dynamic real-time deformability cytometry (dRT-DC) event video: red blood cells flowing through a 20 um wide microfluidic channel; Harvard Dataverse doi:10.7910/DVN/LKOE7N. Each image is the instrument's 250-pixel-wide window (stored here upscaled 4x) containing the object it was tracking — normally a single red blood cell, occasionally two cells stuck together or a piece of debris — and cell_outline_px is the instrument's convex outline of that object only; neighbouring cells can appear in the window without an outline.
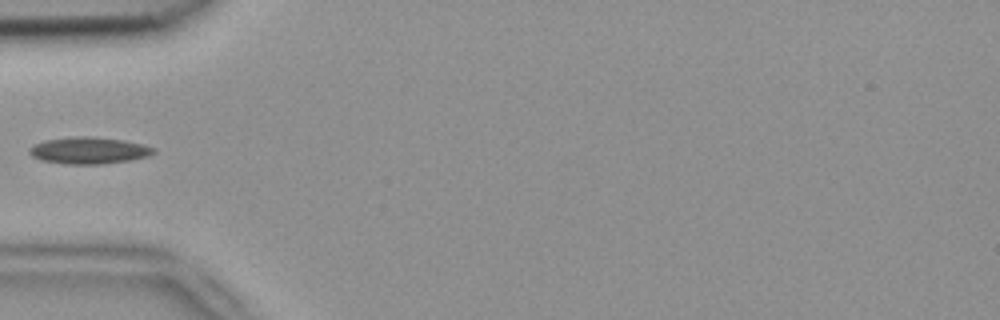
{"species": "common noctule bat (a hibernating species)", "species_latin": "Nyctalus noctula", "temperature_condition": "room temperature", "stored_images_in_passage": 4, "camera_frame_rate_fps": 3000, "um_per_image_px": 0.085, "animal": {"sex": "female", "body_mass_g": 18.4}, "frame": {"image": 1, "passage_image": 4, "time_ms": 1.0, "image_size_px": [1000, 320], "cell_outline_px": [[156, 152], [148, 156], [132, 160], [100, 164], [64, 164], [40, 160], [32, 156], [28, 152], [28, 148], [44, 140], [76, 136], [88, 136], [124, 140], [140, 144], [152, 148]], "centroid_in_image_um": [7.51, 12.79], "position_along_channel_um": 77.5, "area_um2": 19.31}}